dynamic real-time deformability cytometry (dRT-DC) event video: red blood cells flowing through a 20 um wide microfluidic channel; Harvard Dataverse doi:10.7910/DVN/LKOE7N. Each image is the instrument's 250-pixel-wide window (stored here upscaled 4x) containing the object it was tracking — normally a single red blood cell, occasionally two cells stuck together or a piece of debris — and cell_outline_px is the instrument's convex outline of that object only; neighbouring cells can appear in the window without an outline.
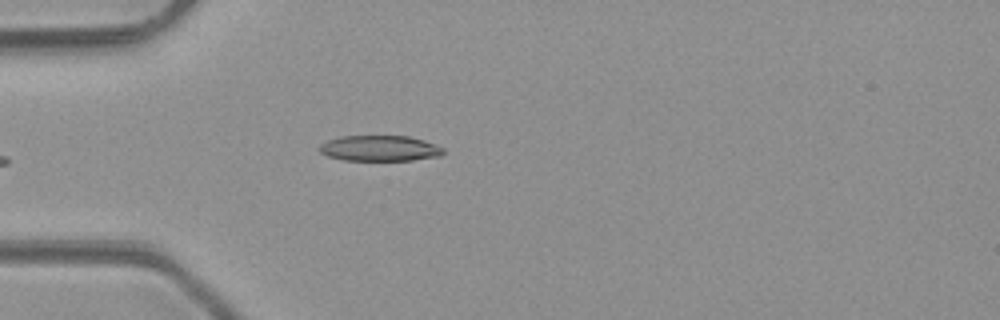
{"species": "common noctule bat (a hibernating species)", "species_latin": "Nyctalus noctula", "temperature_condition": "room temperature", "stored_images_in_passage": 4, "camera_frame_rate_fps": 3000, "um_per_image_px": 0.085, "animal": {"sex": "male", "body_mass_g": 23.1, "forearm_length_mm": 52.7}, "frame": {"image": 1, "passage_image": 4, "time_ms": 3.667, "image_size_px": [1000, 320], "cell_outline_px": [[444, 152], [440, 156], [412, 160], [344, 160], [328, 156], [320, 152], [316, 148], [320, 144], [328, 140], [340, 136], [408, 136], [424, 140], [436, 144], [444, 148]], "centroid_in_image_um": [32.27, 12.6], "position_along_channel_um": 52.7, "area_um2": 18.61}}